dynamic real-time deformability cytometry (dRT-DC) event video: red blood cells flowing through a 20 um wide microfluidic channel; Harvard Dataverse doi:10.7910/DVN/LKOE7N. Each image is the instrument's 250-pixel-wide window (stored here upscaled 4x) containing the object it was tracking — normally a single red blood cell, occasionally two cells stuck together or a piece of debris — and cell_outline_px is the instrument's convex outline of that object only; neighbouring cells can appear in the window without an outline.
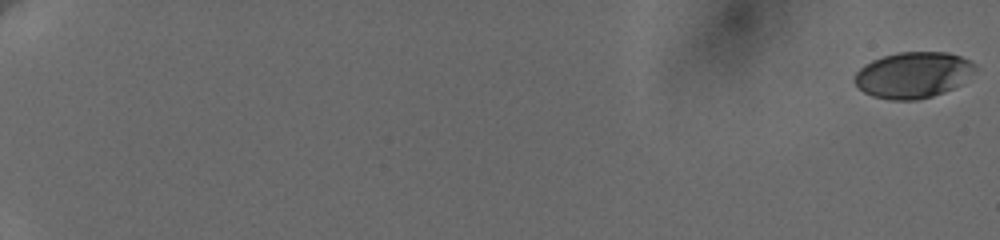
{"species": "human", "species_latin": "Homo sapiens", "temperature_condition": "cold", "stored_images_in_passage": 25, "camera_frame_rate_fps": 3000, "um_per_image_px": 0.085, "donor": {"sex": "female"}, "frame": {"image": 1, "passage_image": 1, "time_ms": 0.0, "image_size_px": [1000, 240], "cell_outline_px": [[976, 68], [960, 84], [944, 92], [932, 96], [916, 100], [892, 100], [872, 96], [864, 92], [852, 80], [856, 72], [864, 64], [872, 60], [884, 56], [900, 52], [948, 52], [960, 56], [976, 64]], "centroid_in_image_um": [77.58, 6.37], "position_along_channel_um": 7.4, "area_um2": 32.19}}
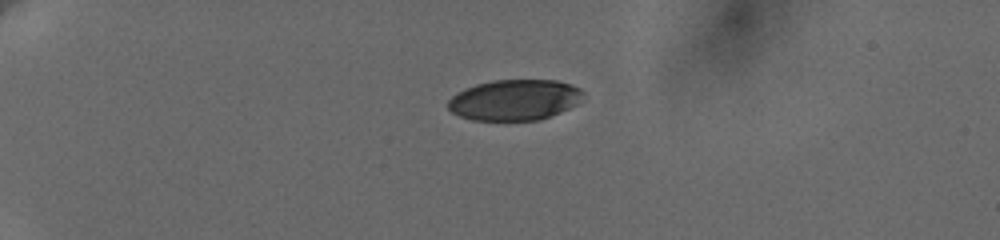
{"frame": {"image": 2, "passage_image": 18, "time_ms": 5.667, "image_size_px": [1000, 240], "cell_outline_px": [[584, 92], [576, 104], [560, 112], [540, 120], [472, 120], [460, 116], [452, 112], [448, 108], [448, 100], [456, 92], [476, 84], [492, 80], [556, 80], [572, 84], [580, 88]], "centroid_in_image_um": [43.72, 8.48], "position_along_channel_um": 41.3, "area_um2": 32.08}}
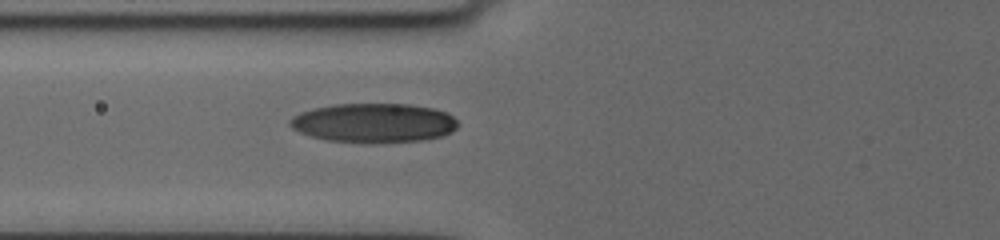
{"frame": {"image": 3, "passage_image": 25, "time_ms": 9.0, "image_size_px": [1000, 240], "cell_outline_px": [[456, 128], [452, 132], [444, 136], [420, 140], [372, 144], [328, 140], [312, 136], [300, 132], [292, 128], [288, 124], [288, 120], [292, 116], [300, 112], [316, 108], [336, 104], [408, 104], [432, 108], [444, 112], [452, 116], [456, 120]], "centroid_in_image_um": [31.75, 10.46], "position_along_channel_um": 94.0, "area_um2": 38.49}}